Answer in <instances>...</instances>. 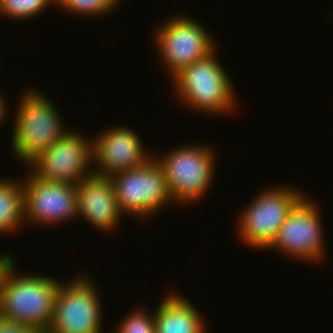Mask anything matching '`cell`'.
Wrapping results in <instances>:
<instances>
[{
  "instance_id": "6da1fadb",
  "label": "cell",
  "mask_w": 333,
  "mask_h": 333,
  "mask_svg": "<svg viewBox=\"0 0 333 333\" xmlns=\"http://www.w3.org/2000/svg\"><path fill=\"white\" fill-rule=\"evenodd\" d=\"M45 96L30 88L17 104L11 149L27 166L69 131L65 129L57 107Z\"/></svg>"
},
{
  "instance_id": "7a4b0ae2",
  "label": "cell",
  "mask_w": 333,
  "mask_h": 333,
  "mask_svg": "<svg viewBox=\"0 0 333 333\" xmlns=\"http://www.w3.org/2000/svg\"><path fill=\"white\" fill-rule=\"evenodd\" d=\"M216 56L215 48L205 58L185 67L171 82L180 101L198 113L231 114L237 105V96L229 74Z\"/></svg>"
},
{
  "instance_id": "3957f363",
  "label": "cell",
  "mask_w": 333,
  "mask_h": 333,
  "mask_svg": "<svg viewBox=\"0 0 333 333\" xmlns=\"http://www.w3.org/2000/svg\"><path fill=\"white\" fill-rule=\"evenodd\" d=\"M61 282L43 274L19 276L14 268L0 291V317L46 333Z\"/></svg>"
},
{
  "instance_id": "277c9868",
  "label": "cell",
  "mask_w": 333,
  "mask_h": 333,
  "mask_svg": "<svg viewBox=\"0 0 333 333\" xmlns=\"http://www.w3.org/2000/svg\"><path fill=\"white\" fill-rule=\"evenodd\" d=\"M211 149L206 144H185L170 150L163 157H155L164 170L173 202L188 205L207 194L216 168Z\"/></svg>"
},
{
  "instance_id": "5b68a950",
  "label": "cell",
  "mask_w": 333,
  "mask_h": 333,
  "mask_svg": "<svg viewBox=\"0 0 333 333\" xmlns=\"http://www.w3.org/2000/svg\"><path fill=\"white\" fill-rule=\"evenodd\" d=\"M291 187L263 189L244 208L236 231L243 244L265 250L273 243L287 215L306 195L300 189Z\"/></svg>"
},
{
  "instance_id": "8992f818",
  "label": "cell",
  "mask_w": 333,
  "mask_h": 333,
  "mask_svg": "<svg viewBox=\"0 0 333 333\" xmlns=\"http://www.w3.org/2000/svg\"><path fill=\"white\" fill-rule=\"evenodd\" d=\"M70 281H62L57 290L46 333H102L103 303L97 285L87 274Z\"/></svg>"
},
{
  "instance_id": "52a82bcc",
  "label": "cell",
  "mask_w": 333,
  "mask_h": 333,
  "mask_svg": "<svg viewBox=\"0 0 333 333\" xmlns=\"http://www.w3.org/2000/svg\"><path fill=\"white\" fill-rule=\"evenodd\" d=\"M110 178L122 214L151 218L169 202L174 203L164 170L154 155L144 165L116 173Z\"/></svg>"
},
{
  "instance_id": "ba28073f",
  "label": "cell",
  "mask_w": 333,
  "mask_h": 333,
  "mask_svg": "<svg viewBox=\"0 0 333 333\" xmlns=\"http://www.w3.org/2000/svg\"><path fill=\"white\" fill-rule=\"evenodd\" d=\"M161 23L153 38L158 46L156 50L172 79L185 67L205 58L217 47L204 25L185 14L172 16Z\"/></svg>"
},
{
  "instance_id": "9c48e42d",
  "label": "cell",
  "mask_w": 333,
  "mask_h": 333,
  "mask_svg": "<svg viewBox=\"0 0 333 333\" xmlns=\"http://www.w3.org/2000/svg\"><path fill=\"white\" fill-rule=\"evenodd\" d=\"M306 195L294 206L279 228L277 237L267 248L278 249L283 256L316 263L325 257L321 209ZM323 228V230H322ZM324 243V244H323Z\"/></svg>"
},
{
  "instance_id": "30bf717a",
  "label": "cell",
  "mask_w": 333,
  "mask_h": 333,
  "mask_svg": "<svg viewBox=\"0 0 333 333\" xmlns=\"http://www.w3.org/2000/svg\"><path fill=\"white\" fill-rule=\"evenodd\" d=\"M92 139L66 132L29 165L31 173L46 182L77 184L93 174ZM32 169V170H31Z\"/></svg>"
},
{
  "instance_id": "8fae6325",
  "label": "cell",
  "mask_w": 333,
  "mask_h": 333,
  "mask_svg": "<svg viewBox=\"0 0 333 333\" xmlns=\"http://www.w3.org/2000/svg\"><path fill=\"white\" fill-rule=\"evenodd\" d=\"M27 173L22 182L25 223L53 226L78 218L76 184L46 182Z\"/></svg>"
},
{
  "instance_id": "7c38bea8",
  "label": "cell",
  "mask_w": 333,
  "mask_h": 333,
  "mask_svg": "<svg viewBox=\"0 0 333 333\" xmlns=\"http://www.w3.org/2000/svg\"><path fill=\"white\" fill-rule=\"evenodd\" d=\"M140 138L135 130L121 125L98 133L92 139L93 173L111 177L144 165L153 155Z\"/></svg>"
},
{
  "instance_id": "4fadbf2b",
  "label": "cell",
  "mask_w": 333,
  "mask_h": 333,
  "mask_svg": "<svg viewBox=\"0 0 333 333\" xmlns=\"http://www.w3.org/2000/svg\"><path fill=\"white\" fill-rule=\"evenodd\" d=\"M76 194L79 218L83 217L99 231L110 233L118 228L123 214L110 177L93 173L76 184Z\"/></svg>"
},
{
  "instance_id": "5bb4252c",
  "label": "cell",
  "mask_w": 333,
  "mask_h": 333,
  "mask_svg": "<svg viewBox=\"0 0 333 333\" xmlns=\"http://www.w3.org/2000/svg\"><path fill=\"white\" fill-rule=\"evenodd\" d=\"M155 309V333H207L195 304L182 294L168 293Z\"/></svg>"
},
{
  "instance_id": "9a60e30c",
  "label": "cell",
  "mask_w": 333,
  "mask_h": 333,
  "mask_svg": "<svg viewBox=\"0 0 333 333\" xmlns=\"http://www.w3.org/2000/svg\"><path fill=\"white\" fill-rule=\"evenodd\" d=\"M24 222L22 183L11 178H0V233L14 232Z\"/></svg>"
},
{
  "instance_id": "2e32d148",
  "label": "cell",
  "mask_w": 333,
  "mask_h": 333,
  "mask_svg": "<svg viewBox=\"0 0 333 333\" xmlns=\"http://www.w3.org/2000/svg\"><path fill=\"white\" fill-rule=\"evenodd\" d=\"M118 2L120 0H58L56 6L68 10L67 13L97 18V16L112 13L118 7L117 5H120Z\"/></svg>"
},
{
  "instance_id": "e0dca14e",
  "label": "cell",
  "mask_w": 333,
  "mask_h": 333,
  "mask_svg": "<svg viewBox=\"0 0 333 333\" xmlns=\"http://www.w3.org/2000/svg\"><path fill=\"white\" fill-rule=\"evenodd\" d=\"M50 4L56 5L55 0H1L0 15L10 19H28L45 11Z\"/></svg>"
},
{
  "instance_id": "ac0fdd59",
  "label": "cell",
  "mask_w": 333,
  "mask_h": 333,
  "mask_svg": "<svg viewBox=\"0 0 333 333\" xmlns=\"http://www.w3.org/2000/svg\"><path fill=\"white\" fill-rule=\"evenodd\" d=\"M135 308L121 319L113 333H155V309L151 314L147 312V308H140V305Z\"/></svg>"
},
{
  "instance_id": "d6986e66",
  "label": "cell",
  "mask_w": 333,
  "mask_h": 333,
  "mask_svg": "<svg viewBox=\"0 0 333 333\" xmlns=\"http://www.w3.org/2000/svg\"><path fill=\"white\" fill-rule=\"evenodd\" d=\"M0 333H40L35 328L25 324L14 323L0 317Z\"/></svg>"
},
{
  "instance_id": "ffe728a7",
  "label": "cell",
  "mask_w": 333,
  "mask_h": 333,
  "mask_svg": "<svg viewBox=\"0 0 333 333\" xmlns=\"http://www.w3.org/2000/svg\"><path fill=\"white\" fill-rule=\"evenodd\" d=\"M14 262L15 260L11 254L0 255V291L9 273L16 268Z\"/></svg>"
},
{
  "instance_id": "44dd1931",
  "label": "cell",
  "mask_w": 333,
  "mask_h": 333,
  "mask_svg": "<svg viewBox=\"0 0 333 333\" xmlns=\"http://www.w3.org/2000/svg\"><path fill=\"white\" fill-rule=\"evenodd\" d=\"M1 95L2 94L0 93V125H2V123L5 120V117H7L6 112H9L7 109L8 107L6 105L7 102L4 100V96Z\"/></svg>"
}]
</instances>
